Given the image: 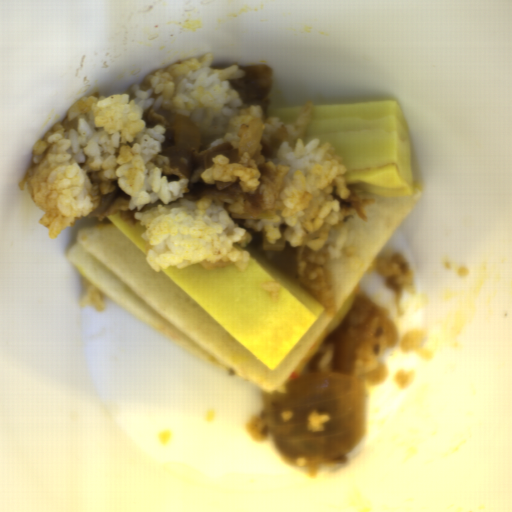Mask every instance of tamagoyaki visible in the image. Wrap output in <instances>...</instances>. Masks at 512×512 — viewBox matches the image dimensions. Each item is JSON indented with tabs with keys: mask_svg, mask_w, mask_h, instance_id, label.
Returning a JSON list of instances; mask_svg holds the SVG:
<instances>
[{
	"mask_svg": "<svg viewBox=\"0 0 512 512\" xmlns=\"http://www.w3.org/2000/svg\"><path fill=\"white\" fill-rule=\"evenodd\" d=\"M304 105H268L267 117L276 118L283 124H292L296 121Z\"/></svg>",
	"mask_w": 512,
	"mask_h": 512,
	"instance_id": "5b053a60",
	"label": "tamagoyaki"
},
{
	"mask_svg": "<svg viewBox=\"0 0 512 512\" xmlns=\"http://www.w3.org/2000/svg\"><path fill=\"white\" fill-rule=\"evenodd\" d=\"M109 219L127 238H129L147 257L150 246L144 240L142 224L130 225L123 222L121 212L111 214L106 217Z\"/></svg>",
	"mask_w": 512,
	"mask_h": 512,
	"instance_id": "9680ed9f",
	"label": "tamagoyaki"
},
{
	"mask_svg": "<svg viewBox=\"0 0 512 512\" xmlns=\"http://www.w3.org/2000/svg\"><path fill=\"white\" fill-rule=\"evenodd\" d=\"M331 143L349 189L380 197L412 195L408 119L395 100L313 105L305 140Z\"/></svg>",
	"mask_w": 512,
	"mask_h": 512,
	"instance_id": "833754b4",
	"label": "tamagoyaki"
},
{
	"mask_svg": "<svg viewBox=\"0 0 512 512\" xmlns=\"http://www.w3.org/2000/svg\"><path fill=\"white\" fill-rule=\"evenodd\" d=\"M244 271L234 263L220 268L189 264L162 272L214 321L274 370L321 317L323 307L296 279L245 247ZM279 282L275 299L261 291L263 282Z\"/></svg>",
	"mask_w": 512,
	"mask_h": 512,
	"instance_id": "81b7327e",
	"label": "tamagoyaki"
}]
</instances>
